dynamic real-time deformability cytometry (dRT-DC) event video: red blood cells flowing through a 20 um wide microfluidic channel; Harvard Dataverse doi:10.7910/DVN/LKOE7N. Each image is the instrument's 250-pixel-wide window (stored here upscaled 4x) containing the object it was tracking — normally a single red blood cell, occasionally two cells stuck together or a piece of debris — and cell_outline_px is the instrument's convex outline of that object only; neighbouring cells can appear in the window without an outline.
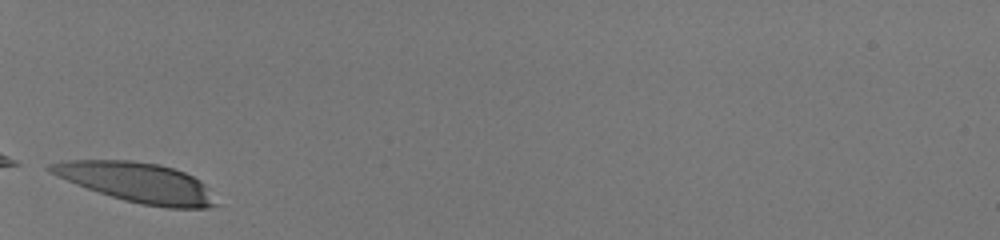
{"species": "human", "species_latin": "Homo sapiens", "temperature_condition": "room temperature", "stored_images_in_passage": 17, "camera_frame_rate_fps": 3000, "um_per_image_px": 0.085, "donor": {"sex": "male"}, "frame": {"image": 1, "passage_image": 1, "time_ms": 0.0, "image_size_px": [1000, 240], "cell_outline_px": [[220, 204], [208, 208], [168, 208], [140, 204], [124, 200], [76, 184], [44, 168], [48, 164], [68, 160], [128, 160], [160, 164], [184, 172], [200, 180], [204, 184]], "centroid_in_image_um": [11.71, 15.51], "position_along_channel_um": 73.3, "area_um2": 38.09}}
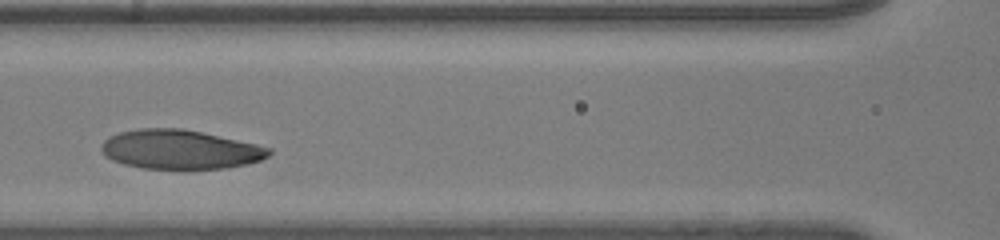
{"frame": {"image": 2, "passage_image": 8, "time_ms": 2.333, "image_size_px": [1000, 240], "cell_outline_px": [[272, 152], [268, 156], [260, 160], [248, 164], [228, 168], [140, 168], [124, 164], [112, 160], [104, 156], [100, 148], [100, 144], [108, 136], [120, 132], [140, 128], [184, 128], [256, 144], [272, 148]], "centroid_in_image_um": [15.28, 12.7], "position_along_channel_um": 151.3, "area_um2": 38.38}}